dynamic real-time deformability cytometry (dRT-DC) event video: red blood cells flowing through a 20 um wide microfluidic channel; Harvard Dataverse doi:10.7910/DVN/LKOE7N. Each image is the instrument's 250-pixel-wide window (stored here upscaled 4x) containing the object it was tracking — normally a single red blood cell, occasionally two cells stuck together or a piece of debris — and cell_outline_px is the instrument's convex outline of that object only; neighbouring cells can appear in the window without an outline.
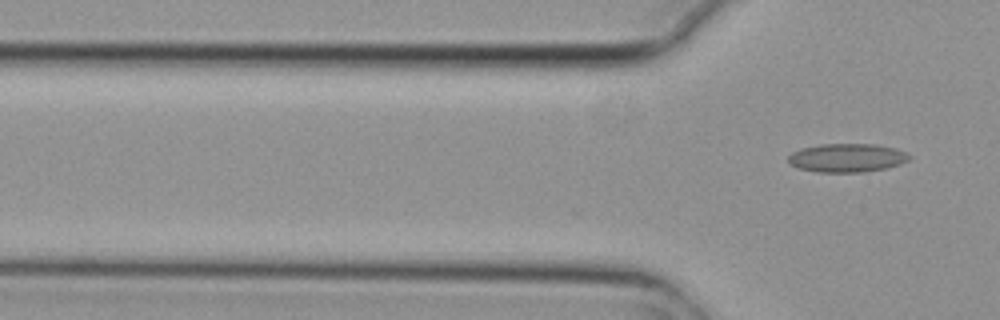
{"species": "common noctule bat (a hibernating species)", "species_latin": "Nyctalus noctula", "temperature_condition": "cold", "stored_images_in_passage": 7, "segment_of_instrument_passage": [2, 2], "camera_frame_rate_fps": 3000, "um_per_image_px": 0.085, "animal": {"sex": "female", "body_mass_g": 29.2, "forearm_length_mm": 56.3}, "frame": {"image": 1, "passage_image": 7, "time_ms": 2.0, "image_size_px": [1000, 320], "cell_outline_px": [[912, 156], [908, 160], [900, 164], [888, 168], [864, 172], [816, 172], [800, 168], [792, 164], [788, 160], [788, 156], [792, 152], [800, 148], [820, 144], [876, 144], [896, 148]], "centroid_in_image_um": [72.01, 13.41], "position_along_channel_um": 53.8, "area_um2": 20.23}}